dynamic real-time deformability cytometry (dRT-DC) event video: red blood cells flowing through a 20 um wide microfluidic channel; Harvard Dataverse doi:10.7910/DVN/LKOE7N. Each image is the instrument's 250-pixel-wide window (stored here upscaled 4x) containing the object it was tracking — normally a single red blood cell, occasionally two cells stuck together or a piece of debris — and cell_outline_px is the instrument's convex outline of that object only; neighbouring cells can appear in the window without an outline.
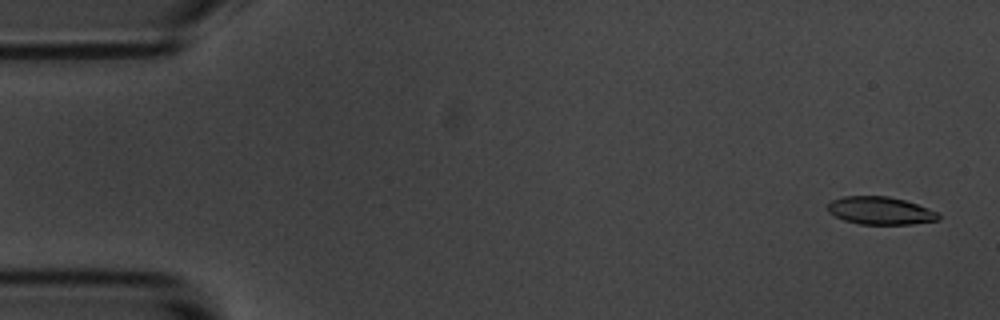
{"species": "common noctule bat (a hibernating species)", "species_latin": "Nyctalus noctula", "temperature_condition": "room temperature", "stored_images_in_passage": 57, "camera_frame_rate_fps": 3000, "um_per_image_px": 0.085, "animal": {"sex": "male", "body_mass_g": 20.1, "forearm_length_mm": 53.5}, "frame": {"image": 1, "passage_image": 2, "time_ms": 0.333, "image_size_px": [1000, 320], "cell_outline_px": [[940, 220], [912, 224], [860, 224], [844, 220], [828, 212], [828, 204], [832, 200], [844, 196], [888, 196], [904, 200], [940, 212]], "centroid_in_image_um": [74.86, 17.91], "position_along_channel_um": 10.1, "area_um2": 17.92}}
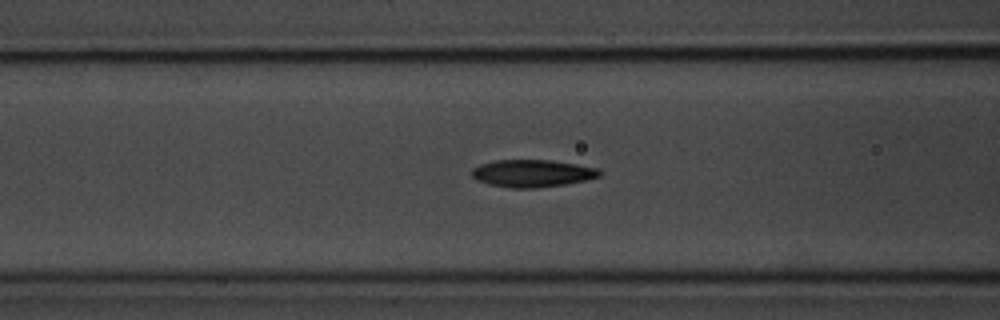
{"frame": {"image": 2, "passage_image": 22, "time_ms": 7.0, "image_size_px": [1000, 320], "cell_outline_px": [[600, 176], [584, 180], [564, 184], [536, 188], [512, 188], [488, 184], [476, 180], [472, 176], [472, 168], [480, 164], [496, 160], [548, 160], [576, 164], [596, 168], [600, 172]], "centroid_in_image_um": [45.19, 14.73], "position_along_channel_um": 121.4, "area_um2": 20.17}}
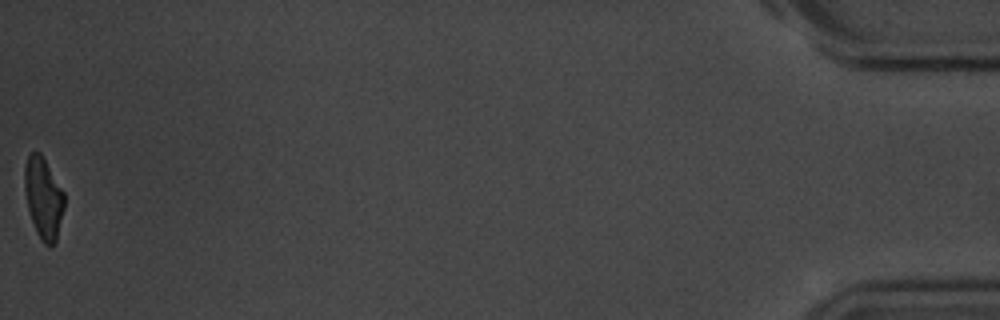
{"frame": {"image": 3, "passage_image": 57, "time_ms": 18.667, "image_size_px": [1000, 320], "cell_outline_px": [[64, 208], [56, 240], [52, 248], [48, 248], [40, 240], [36, 232], [28, 208], [24, 192], [24, 168], [28, 156], [32, 152], [40, 152], [64, 192]], "centroid_in_image_um": [3.69, 16.87], "position_along_channel_um": 431.5, "area_um2": 18.84}, "authors_computed_cell_mechanics": {"area_um2": 19.8254, "velocity_mm_per_s": 3.5086, "shape_relaxation_time_tau1_ms": 3.3935, "shape_relaxation_time_tau2_ms": 2.7092, "deformation_change_tau1": 0.1543, "deformation_change_tau2": 0.1058}}